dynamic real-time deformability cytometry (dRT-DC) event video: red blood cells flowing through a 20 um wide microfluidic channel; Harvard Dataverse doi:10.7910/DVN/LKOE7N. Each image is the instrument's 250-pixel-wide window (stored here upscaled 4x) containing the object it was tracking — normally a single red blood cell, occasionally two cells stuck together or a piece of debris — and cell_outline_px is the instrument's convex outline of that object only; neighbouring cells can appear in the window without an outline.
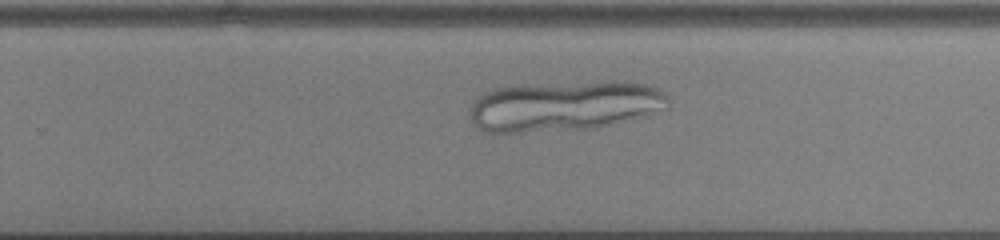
{"species": "common noctule bat (a hibernating species)", "species_latin": "Nyctalus noctula", "temperature_condition": "cold", "stored_images_in_passage": 44, "camera_frame_rate_fps": 3000, "um_per_image_px": 0.085, "animal": {"sex": "male", "body_mass_g": 13.0, "forearm_length_mm": 53.1}, "frame": {"image": 1, "passage_image": 27, "time_ms": 8.667, "image_size_px": [1000, 240], "cell_outline_px": [[668, 108], [644, 116], [592, 128], [520, 132], [484, 132], [476, 128], [468, 112], [472, 104], [484, 92], [492, 88], [612, 80], [624, 80], [644, 84], [660, 88], [668, 96]], "centroid_in_image_um": [48.0, 9.0], "position_along_channel_um": 281.8, "area_um2": 57.97}}